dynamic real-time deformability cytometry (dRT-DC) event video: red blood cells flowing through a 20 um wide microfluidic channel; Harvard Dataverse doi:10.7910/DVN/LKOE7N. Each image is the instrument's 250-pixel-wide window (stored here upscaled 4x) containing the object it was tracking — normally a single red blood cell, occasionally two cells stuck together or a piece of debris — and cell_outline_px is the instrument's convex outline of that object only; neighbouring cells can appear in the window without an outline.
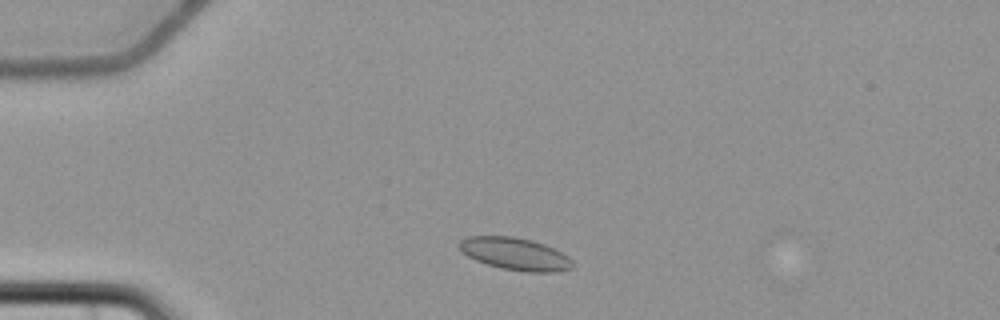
{"species": "common noctule bat (a hibernating species)", "species_latin": "Nyctalus noctula", "temperature_condition": "cold", "stored_images_in_passage": 4, "camera_frame_rate_fps": 3000, "um_per_image_px": 0.085, "animal": {"sex": "female", "body_mass_g": 22.7, "forearm_length_mm": 54.2}, "frame": {"image": 1, "passage_image": 2, "time_ms": 1.0, "image_size_px": [1000, 320], "cell_outline_px": [[572, 268], [560, 272], [524, 272], [500, 268], [476, 260], [460, 252], [456, 244], [460, 240], [468, 236], [512, 236], [532, 240], [544, 244], [568, 256], [572, 260]], "centroid_in_image_um": [43.75, 21.58], "position_along_channel_um": 41.3, "area_um2": 21.56}}
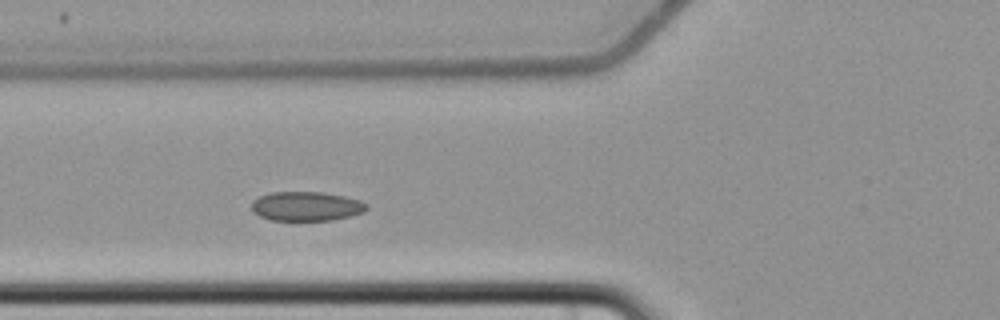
{"frame": {"image": 2, "passage_image": 4, "time_ms": 3.667, "image_size_px": [1000, 320], "cell_outline_px": [[368, 208], [364, 212], [332, 220], [268, 220], [252, 212], [252, 200], [260, 196], [272, 192], [320, 192], [344, 196], [360, 200], [368, 204]], "centroid_in_image_um": [26.02, 17.53], "position_along_channel_um": 99.8, "area_um2": 19.65}}